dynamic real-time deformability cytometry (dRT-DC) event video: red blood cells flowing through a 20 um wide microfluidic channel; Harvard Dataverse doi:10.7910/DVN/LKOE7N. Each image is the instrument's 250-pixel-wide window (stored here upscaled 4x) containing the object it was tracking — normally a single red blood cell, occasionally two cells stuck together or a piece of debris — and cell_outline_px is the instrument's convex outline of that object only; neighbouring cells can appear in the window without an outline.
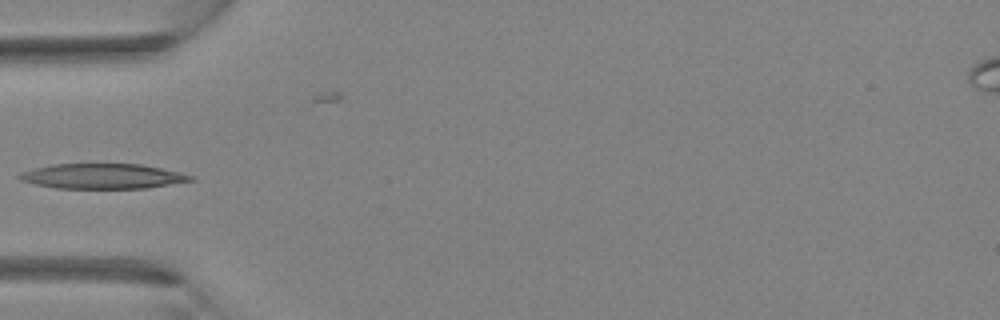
{"species": "Egyptian fruit bat (a non-hibernating species)", "species_latin": "Rousettus aegyptiacus", "temperature_condition": "room temperature", "stored_images_in_passage": 3, "camera_frame_rate_fps": 3000, "um_per_image_px": 0.085, "animal": {"sex": "female"}, "frame": {"image": 1, "passage_image": 2, "time_ms": 2.0, "image_size_px": [1000, 320], "cell_outline_px": [[196, 180], [148, 188], [56, 188], [36, 184], [20, 180], [16, 176], [20, 172], [52, 164], [140, 164], [180, 172], [196, 176]], "centroid_in_image_um": [8.76, 14.98], "position_along_channel_um": 76.2, "area_um2": 25.03}}